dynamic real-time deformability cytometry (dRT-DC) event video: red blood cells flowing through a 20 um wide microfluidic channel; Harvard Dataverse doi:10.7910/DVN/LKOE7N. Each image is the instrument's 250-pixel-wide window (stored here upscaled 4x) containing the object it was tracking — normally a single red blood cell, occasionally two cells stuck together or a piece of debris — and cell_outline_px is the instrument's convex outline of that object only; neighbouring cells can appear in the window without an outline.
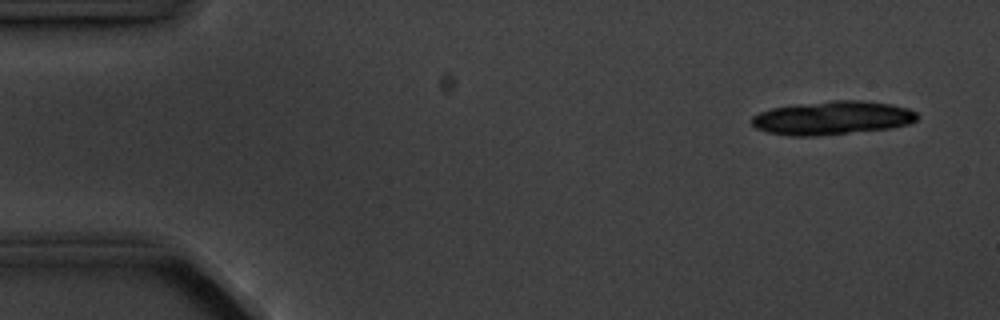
{"species": "common noctule bat (a hibernating species)", "species_latin": "Nyctalus noctula", "temperature_condition": "cold", "stored_images_in_passage": 14, "camera_frame_rate_fps": 3000, "um_per_image_px": 0.085, "animal": {"sex": "male", "body_mass_g": 20.1, "forearm_length_mm": 53.5}, "frame": {"image": 1, "passage_image": 1, "time_ms": 0.0, "image_size_px": [1000, 320], "cell_outline_px": [[920, 116], [916, 120], [908, 124], [892, 128], [816, 136], [796, 136], [768, 132], [756, 128], [752, 124], [752, 116], [760, 112], [772, 108], [832, 100], [860, 100], [892, 104], [908, 108], [916, 112]], "centroid_in_image_um": [70.79, 10.02], "position_along_channel_um": 14.2, "area_um2": 32.25}}
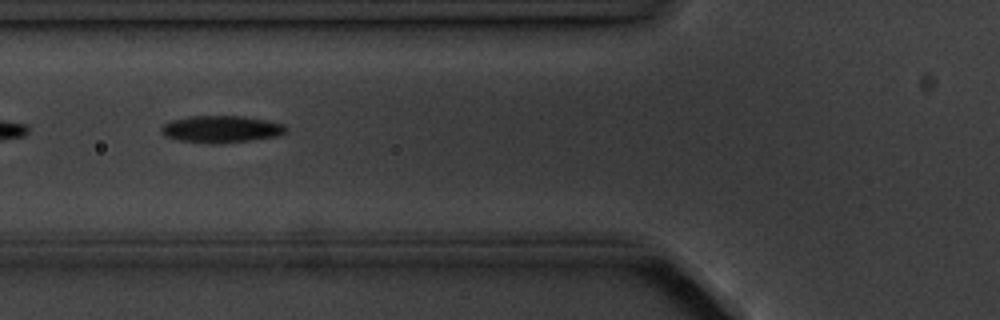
{"frame": {"image": 2, "passage_image": 5, "time_ms": 5.667, "image_size_px": [1000, 320], "cell_outline_px": [[288, 132], [280, 136], [220, 144], [208, 144], [180, 140], [164, 136], [160, 132], [160, 128], [164, 124], [172, 120], [188, 116], [244, 116], [284, 124], [288, 128]], "centroid_in_image_um": [18.82, 10.99], "position_along_channel_um": 107.0, "area_um2": 19.88}, "authors_computed_cell_mechanics": {"area_um2": 19.3052, "velocity_mm_per_s": 3.6088, "shape_relaxation_time_tau1_ms": 2.3332, "shape_relaxation_time_tau2_ms": null, "deformation_change_tau1": 0.1019, "deformation_change_tau2": null}}